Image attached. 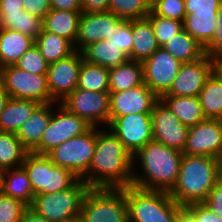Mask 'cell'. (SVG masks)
Here are the masks:
<instances>
[{"label": "cell", "mask_w": 222, "mask_h": 222, "mask_svg": "<svg viewBox=\"0 0 222 222\" xmlns=\"http://www.w3.org/2000/svg\"><path fill=\"white\" fill-rule=\"evenodd\" d=\"M129 222H176L184 209L168 192L125 187Z\"/></svg>", "instance_id": "obj_4"}, {"label": "cell", "mask_w": 222, "mask_h": 222, "mask_svg": "<svg viewBox=\"0 0 222 222\" xmlns=\"http://www.w3.org/2000/svg\"><path fill=\"white\" fill-rule=\"evenodd\" d=\"M151 12L163 18L184 22L185 2L184 0H152Z\"/></svg>", "instance_id": "obj_39"}, {"label": "cell", "mask_w": 222, "mask_h": 222, "mask_svg": "<svg viewBox=\"0 0 222 222\" xmlns=\"http://www.w3.org/2000/svg\"><path fill=\"white\" fill-rule=\"evenodd\" d=\"M152 24L154 34L160 47H162L169 39L184 29L183 22L163 18L154 15L152 12L147 16Z\"/></svg>", "instance_id": "obj_38"}, {"label": "cell", "mask_w": 222, "mask_h": 222, "mask_svg": "<svg viewBox=\"0 0 222 222\" xmlns=\"http://www.w3.org/2000/svg\"><path fill=\"white\" fill-rule=\"evenodd\" d=\"M144 83L143 64L128 60L109 69V92L128 90Z\"/></svg>", "instance_id": "obj_27"}, {"label": "cell", "mask_w": 222, "mask_h": 222, "mask_svg": "<svg viewBox=\"0 0 222 222\" xmlns=\"http://www.w3.org/2000/svg\"><path fill=\"white\" fill-rule=\"evenodd\" d=\"M0 29H10L36 39L42 31V19L24 10L14 14H0Z\"/></svg>", "instance_id": "obj_34"}, {"label": "cell", "mask_w": 222, "mask_h": 222, "mask_svg": "<svg viewBox=\"0 0 222 222\" xmlns=\"http://www.w3.org/2000/svg\"><path fill=\"white\" fill-rule=\"evenodd\" d=\"M20 222H50L45 217L37 215L33 210L28 208L23 216Z\"/></svg>", "instance_id": "obj_52"}, {"label": "cell", "mask_w": 222, "mask_h": 222, "mask_svg": "<svg viewBox=\"0 0 222 222\" xmlns=\"http://www.w3.org/2000/svg\"><path fill=\"white\" fill-rule=\"evenodd\" d=\"M183 154L209 156L222 161V120L209 119L189 127Z\"/></svg>", "instance_id": "obj_13"}, {"label": "cell", "mask_w": 222, "mask_h": 222, "mask_svg": "<svg viewBox=\"0 0 222 222\" xmlns=\"http://www.w3.org/2000/svg\"><path fill=\"white\" fill-rule=\"evenodd\" d=\"M182 157L181 151L150 141L133 156L131 185L169 193L178 179ZM136 158L141 161L143 176L134 173L135 161H138Z\"/></svg>", "instance_id": "obj_2"}, {"label": "cell", "mask_w": 222, "mask_h": 222, "mask_svg": "<svg viewBox=\"0 0 222 222\" xmlns=\"http://www.w3.org/2000/svg\"><path fill=\"white\" fill-rule=\"evenodd\" d=\"M35 39L21 32L0 29V69L16 65L20 57L33 45Z\"/></svg>", "instance_id": "obj_22"}, {"label": "cell", "mask_w": 222, "mask_h": 222, "mask_svg": "<svg viewBox=\"0 0 222 222\" xmlns=\"http://www.w3.org/2000/svg\"><path fill=\"white\" fill-rule=\"evenodd\" d=\"M51 9L66 11H82L81 0H49Z\"/></svg>", "instance_id": "obj_49"}, {"label": "cell", "mask_w": 222, "mask_h": 222, "mask_svg": "<svg viewBox=\"0 0 222 222\" xmlns=\"http://www.w3.org/2000/svg\"><path fill=\"white\" fill-rule=\"evenodd\" d=\"M217 28L210 43L204 48L209 57L222 55V5L217 14Z\"/></svg>", "instance_id": "obj_45"}, {"label": "cell", "mask_w": 222, "mask_h": 222, "mask_svg": "<svg viewBox=\"0 0 222 222\" xmlns=\"http://www.w3.org/2000/svg\"><path fill=\"white\" fill-rule=\"evenodd\" d=\"M153 140L167 147L183 151L189 127L185 126L160 100L151 112Z\"/></svg>", "instance_id": "obj_15"}, {"label": "cell", "mask_w": 222, "mask_h": 222, "mask_svg": "<svg viewBox=\"0 0 222 222\" xmlns=\"http://www.w3.org/2000/svg\"><path fill=\"white\" fill-rule=\"evenodd\" d=\"M152 0H109V12L124 20L146 18L151 13Z\"/></svg>", "instance_id": "obj_36"}, {"label": "cell", "mask_w": 222, "mask_h": 222, "mask_svg": "<svg viewBox=\"0 0 222 222\" xmlns=\"http://www.w3.org/2000/svg\"><path fill=\"white\" fill-rule=\"evenodd\" d=\"M0 191L28 207L33 203L35 196L30 179L22 166L3 171Z\"/></svg>", "instance_id": "obj_25"}, {"label": "cell", "mask_w": 222, "mask_h": 222, "mask_svg": "<svg viewBox=\"0 0 222 222\" xmlns=\"http://www.w3.org/2000/svg\"><path fill=\"white\" fill-rule=\"evenodd\" d=\"M159 100L187 127L195 126L205 120L199 97L166 96Z\"/></svg>", "instance_id": "obj_24"}, {"label": "cell", "mask_w": 222, "mask_h": 222, "mask_svg": "<svg viewBox=\"0 0 222 222\" xmlns=\"http://www.w3.org/2000/svg\"><path fill=\"white\" fill-rule=\"evenodd\" d=\"M60 104L68 111L84 119L90 126L99 127L105 123L109 126L110 94L109 92L88 91L76 88Z\"/></svg>", "instance_id": "obj_9"}, {"label": "cell", "mask_w": 222, "mask_h": 222, "mask_svg": "<svg viewBox=\"0 0 222 222\" xmlns=\"http://www.w3.org/2000/svg\"><path fill=\"white\" fill-rule=\"evenodd\" d=\"M77 88L109 92V69L83 61L79 71Z\"/></svg>", "instance_id": "obj_35"}, {"label": "cell", "mask_w": 222, "mask_h": 222, "mask_svg": "<svg viewBox=\"0 0 222 222\" xmlns=\"http://www.w3.org/2000/svg\"><path fill=\"white\" fill-rule=\"evenodd\" d=\"M162 48L182 63L196 61L205 55L203 46L185 29L169 39Z\"/></svg>", "instance_id": "obj_29"}, {"label": "cell", "mask_w": 222, "mask_h": 222, "mask_svg": "<svg viewBox=\"0 0 222 222\" xmlns=\"http://www.w3.org/2000/svg\"><path fill=\"white\" fill-rule=\"evenodd\" d=\"M184 209L197 222H222V218L213 213L203 202L189 204Z\"/></svg>", "instance_id": "obj_43"}, {"label": "cell", "mask_w": 222, "mask_h": 222, "mask_svg": "<svg viewBox=\"0 0 222 222\" xmlns=\"http://www.w3.org/2000/svg\"><path fill=\"white\" fill-rule=\"evenodd\" d=\"M132 173L133 157L123 143L110 129H98L89 170L81 179L90 188H125L131 185Z\"/></svg>", "instance_id": "obj_1"}, {"label": "cell", "mask_w": 222, "mask_h": 222, "mask_svg": "<svg viewBox=\"0 0 222 222\" xmlns=\"http://www.w3.org/2000/svg\"><path fill=\"white\" fill-rule=\"evenodd\" d=\"M35 45L48 64L57 62L75 51L74 45L69 40L43 30L35 39Z\"/></svg>", "instance_id": "obj_30"}, {"label": "cell", "mask_w": 222, "mask_h": 222, "mask_svg": "<svg viewBox=\"0 0 222 222\" xmlns=\"http://www.w3.org/2000/svg\"><path fill=\"white\" fill-rule=\"evenodd\" d=\"M198 97L206 118L222 120V83L214 75L206 79Z\"/></svg>", "instance_id": "obj_32"}, {"label": "cell", "mask_w": 222, "mask_h": 222, "mask_svg": "<svg viewBox=\"0 0 222 222\" xmlns=\"http://www.w3.org/2000/svg\"><path fill=\"white\" fill-rule=\"evenodd\" d=\"M78 180L79 178L71 170L53 164L49 158L46 194L68 189Z\"/></svg>", "instance_id": "obj_37"}, {"label": "cell", "mask_w": 222, "mask_h": 222, "mask_svg": "<svg viewBox=\"0 0 222 222\" xmlns=\"http://www.w3.org/2000/svg\"><path fill=\"white\" fill-rule=\"evenodd\" d=\"M23 10V0H0V14H14Z\"/></svg>", "instance_id": "obj_50"}, {"label": "cell", "mask_w": 222, "mask_h": 222, "mask_svg": "<svg viewBox=\"0 0 222 222\" xmlns=\"http://www.w3.org/2000/svg\"><path fill=\"white\" fill-rule=\"evenodd\" d=\"M71 222H81L80 219L73 220Z\"/></svg>", "instance_id": "obj_57"}, {"label": "cell", "mask_w": 222, "mask_h": 222, "mask_svg": "<svg viewBox=\"0 0 222 222\" xmlns=\"http://www.w3.org/2000/svg\"><path fill=\"white\" fill-rule=\"evenodd\" d=\"M80 51L75 50L69 56L48 65L47 81L51 97L61 102L78 86L80 67L83 62Z\"/></svg>", "instance_id": "obj_14"}, {"label": "cell", "mask_w": 222, "mask_h": 222, "mask_svg": "<svg viewBox=\"0 0 222 222\" xmlns=\"http://www.w3.org/2000/svg\"><path fill=\"white\" fill-rule=\"evenodd\" d=\"M2 175H3V170L0 168V190H1V183H2Z\"/></svg>", "instance_id": "obj_55"}, {"label": "cell", "mask_w": 222, "mask_h": 222, "mask_svg": "<svg viewBox=\"0 0 222 222\" xmlns=\"http://www.w3.org/2000/svg\"><path fill=\"white\" fill-rule=\"evenodd\" d=\"M110 94V117L151 114L159 97L145 84Z\"/></svg>", "instance_id": "obj_16"}, {"label": "cell", "mask_w": 222, "mask_h": 222, "mask_svg": "<svg viewBox=\"0 0 222 222\" xmlns=\"http://www.w3.org/2000/svg\"><path fill=\"white\" fill-rule=\"evenodd\" d=\"M142 64L144 83L160 97L171 88L182 62L160 47Z\"/></svg>", "instance_id": "obj_12"}, {"label": "cell", "mask_w": 222, "mask_h": 222, "mask_svg": "<svg viewBox=\"0 0 222 222\" xmlns=\"http://www.w3.org/2000/svg\"><path fill=\"white\" fill-rule=\"evenodd\" d=\"M27 153L15 133L0 131V168L3 171L20 167Z\"/></svg>", "instance_id": "obj_33"}, {"label": "cell", "mask_w": 222, "mask_h": 222, "mask_svg": "<svg viewBox=\"0 0 222 222\" xmlns=\"http://www.w3.org/2000/svg\"><path fill=\"white\" fill-rule=\"evenodd\" d=\"M0 84L10 98L33 100L39 104L56 102L50 95L47 74H33L11 65L0 69Z\"/></svg>", "instance_id": "obj_8"}, {"label": "cell", "mask_w": 222, "mask_h": 222, "mask_svg": "<svg viewBox=\"0 0 222 222\" xmlns=\"http://www.w3.org/2000/svg\"><path fill=\"white\" fill-rule=\"evenodd\" d=\"M23 10L43 19L51 7L49 0H23Z\"/></svg>", "instance_id": "obj_47"}, {"label": "cell", "mask_w": 222, "mask_h": 222, "mask_svg": "<svg viewBox=\"0 0 222 222\" xmlns=\"http://www.w3.org/2000/svg\"><path fill=\"white\" fill-rule=\"evenodd\" d=\"M56 103L40 104L16 133L23 147L28 152H33L38 147L43 133L50 123L54 111L52 108L53 104L55 105Z\"/></svg>", "instance_id": "obj_19"}, {"label": "cell", "mask_w": 222, "mask_h": 222, "mask_svg": "<svg viewBox=\"0 0 222 222\" xmlns=\"http://www.w3.org/2000/svg\"><path fill=\"white\" fill-rule=\"evenodd\" d=\"M39 105L33 100L10 98L0 117V131L16 134Z\"/></svg>", "instance_id": "obj_26"}, {"label": "cell", "mask_w": 222, "mask_h": 222, "mask_svg": "<svg viewBox=\"0 0 222 222\" xmlns=\"http://www.w3.org/2000/svg\"><path fill=\"white\" fill-rule=\"evenodd\" d=\"M81 54L85 62L108 69L122 65L129 60L118 46L108 40H100L86 46Z\"/></svg>", "instance_id": "obj_23"}, {"label": "cell", "mask_w": 222, "mask_h": 222, "mask_svg": "<svg viewBox=\"0 0 222 222\" xmlns=\"http://www.w3.org/2000/svg\"><path fill=\"white\" fill-rule=\"evenodd\" d=\"M132 33L130 60L143 63L160 48L150 20L147 17L132 20Z\"/></svg>", "instance_id": "obj_20"}, {"label": "cell", "mask_w": 222, "mask_h": 222, "mask_svg": "<svg viewBox=\"0 0 222 222\" xmlns=\"http://www.w3.org/2000/svg\"><path fill=\"white\" fill-rule=\"evenodd\" d=\"M211 74L222 83V55L211 57Z\"/></svg>", "instance_id": "obj_51"}, {"label": "cell", "mask_w": 222, "mask_h": 222, "mask_svg": "<svg viewBox=\"0 0 222 222\" xmlns=\"http://www.w3.org/2000/svg\"><path fill=\"white\" fill-rule=\"evenodd\" d=\"M29 207L0 191V222H20Z\"/></svg>", "instance_id": "obj_41"}, {"label": "cell", "mask_w": 222, "mask_h": 222, "mask_svg": "<svg viewBox=\"0 0 222 222\" xmlns=\"http://www.w3.org/2000/svg\"><path fill=\"white\" fill-rule=\"evenodd\" d=\"M186 15L194 12H218L222 0H184Z\"/></svg>", "instance_id": "obj_44"}, {"label": "cell", "mask_w": 222, "mask_h": 222, "mask_svg": "<svg viewBox=\"0 0 222 222\" xmlns=\"http://www.w3.org/2000/svg\"><path fill=\"white\" fill-rule=\"evenodd\" d=\"M89 188L79 179L68 189L35 195L29 208L50 222H71L79 219L82 201Z\"/></svg>", "instance_id": "obj_6"}, {"label": "cell", "mask_w": 222, "mask_h": 222, "mask_svg": "<svg viewBox=\"0 0 222 222\" xmlns=\"http://www.w3.org/2000/svg\"><path fill=\"white\" fill-rule=\"evenodd\" d=\"M132 20L121 19L116 25L113 34L107 39L118 46L129 58L132 51Z\"/></svg>", "instance_id": "obj_42"}, {"label": "cell", "mask_w": 222, "mask_h": 222, "mask_svg": "<svg viewBox=\"0 0 222 222\" xmlns=\"http://www.w3.org/2000/svg\"><path fill=\"white\" fill-rule=\"evenodd\" d=\"M82 11L51 9L42 19V30L57 34L75 45Z\"/></svg>", "instance_id": "obj_21"}, {"label": "cell", "mask_w": 222, "mask_h": 222, "mask_svg": "<svg viewBox=\"0 0 222 222\" xmlns=\"http://www.w3.org/2000/svg\"><path fill=\"white\" fill-rule=\"evenodd\" d=\"M57 108L58 110L56 109V112L54 110L52 113L50 123L33 153L47 155L58 145L82 135L92 127L84 119L68 111L61 104Z\"/></svg>", "instance_id": "obj_10"}, {"label": "cell", "mask_w": 222, "mask_h": 222, "mask_svg": "<svg viewBox=\"0 0 222 222\" xmlns=\"http://www.w3.org/2000/svg\"><path fill=\"white\" fill-rule=\"evenodd\" d=\"M9 99H10V95L0 84V117Z\"/></svg>", "instance_id": "obj_53"}, {"label": "cell", "mask_w": 222, "mask_h": 222, "mask_svg": "<svg viewBox=\"0 0 222 222\" xmlns=\"http://www.w3.org/2000/svg\"><path fill=\"white\" fill-rule=\"evenodd\" d=\"M220 182H222V164H221V168H220Z\"/></svg>", "instance_id": "obj_56"}, {"label": "cell", "mask_w": 222, "mask_h": 222, "mask_svg": "<svg viewBox=\"0 0 222 222\" xmlns=\"http://www.w3.org/2000/svg\"><path fill=\"white\" fill-rule=\"evenodd\" d=\"M97 140V127L58 145L47 156L52 163L71 170L81 179L89 170Z\"/></svg>", "instance_id": "obj_7"}, {"label": "cell", "mask_w": 222, "mask_h": 222, "mask_svg": "<svg viewBox=\"0 0 222 222\" xmlns=\"http://www.w3.org/2000/svg\"><path fill=\"white\" fill-rule=\"evenodd\" d=\"M108 127L119 138L132 157L142 147L153 140L150 114H130L122 117H109Z\"/></svg>", "instance_id": "obj_11"}, {"label": "cell", "mask_w": 222, "mask_h": 222, "mask_svg": "<svg viewBox=\"0 0 222 222\" xmlns=\"http://www.w3.org/2000/svg\"><path fill=\"white\" fill-rule=\"evenodd\" d=\"M218 12H194L185 16L184 29L205 48L217 28Z\"/></svg>", "instance_id": "obj_28"}, {"label": "cell", "mask_w": 222, "mask_h": 222, "mask_svg": "<svg viewBox=\"0 0 222 222\" xmlns=\"http://www.w3.org/2000/svg\"><path fill=\"white\" fill-rule=\"evenodd\" d=\"M176 222H197L185 209L178 215Z\"/></svg>", "instance_id": "obj_54"}, {"label": "cell", "mask_w": 222, "mask_h": 222, "mask_svg": "<svg viewBox=\"0 0 222 222\" xmlns=\"http://www.w3.org/2000/svg\"><path fill=\"white\" fill-rule=\"evenodd\" d=\"M120 20L121 18L109 11L97 13L82 12L74 45L75 50L81 52L92 43L109 39L115 30V25Z\"/></svg>", "instance_id": "obj_18"}, {"label": "cell", "mask_w": 222, "mask_h": 222, "mask_svg": "<svg viewBox=\"0 0 222 222\" xmlns=\"http://www.w3.org/2000/svg\"><path fill=\"white\" fill-rule=\"evenodd\" d=\"M48 63L34 44L18 60L16 66L33 74H47Z\"/></svg>", "instance_id": "obj_40"}, {"label": "cell", "mask_w": 222, "mask_h": 222, "mask_svg": "<svg viewBox=\"0 0 222 222\" xmlns=\"http://www.w3.org/2000/svg\"><path fill=\"white\" fill-rule=\"evenodd\" d=\"M109 9V0H81L82 12L97 13L107 12Z\"/></svg>", "instance_id": "obj_48"}, {"label": "cell", "mask_w": 222, "mask_h": 222, "mask_svg": "<svg viewBox=\"0 0 222 222\" xmlns=\"http://www.w3.org/2000/svg\"><path fill=\"white\" fill-rule=\"evenodd\" d=\"M79 219L81 222H129L125 188H89Z\"/></svg>", "instance_id": "obj_5"}, {"label": "cell", "mask_w": 222, "mask_h": 222, "mask_svg": "<svg viewBox=\"0 0 222 222\" xmlns=\"http://www.w3.org/2000/svg\"><path fill=\"white\" fill-rule=\"evenodd\" d=\"M211 75V57L205 54L202 58L182 63L179 73L166 96L196 97Z\"/></svg>", "instance_id": "obj_17"}, {"label": "cell", "mask_w": 222, "mask_h": 222, "mask_svg": "<svg viewBox=\"0 0 222 222\" xmlns=\"http://www.w3.org/2000/svg\"><path fill=\"white\" fill-rule=\"evenodd\" d=\"M203 203L217 216L222 218V182H218L209 192Z\"/></svg>", "instance_id": "obj_46"}, {"label": "cell", "mask_w": 222, "mask_h": 222, "mask_svg": "<svg viewBox=\"0 0 222 222\" xmlns=\"http://www.w3.org/2000/svg\"><path fill=\"white\" fill-rule=\"evenodd\" d=\"M221 164L219 158L183 154L178 179L169 192L171 198L183 207L202 203L220 180Z\"/></svg>", "instance_id": "obj_3"}, {"label": "cell", "mask_w": 222, "mask_h": 222, "mask_svg": "<svg viewBox=\"0 0 222 222\" xmlns=\"http://www.w3.org/2000/svg\"><path fill=\"white\" fill-rule=\"evenodd\" d=\"M21 166L25 169L30 179L34 194H46L49 157L47 155L28 152Z\"/></svg>", "instance_id": "obj_31"}]
</instances>
